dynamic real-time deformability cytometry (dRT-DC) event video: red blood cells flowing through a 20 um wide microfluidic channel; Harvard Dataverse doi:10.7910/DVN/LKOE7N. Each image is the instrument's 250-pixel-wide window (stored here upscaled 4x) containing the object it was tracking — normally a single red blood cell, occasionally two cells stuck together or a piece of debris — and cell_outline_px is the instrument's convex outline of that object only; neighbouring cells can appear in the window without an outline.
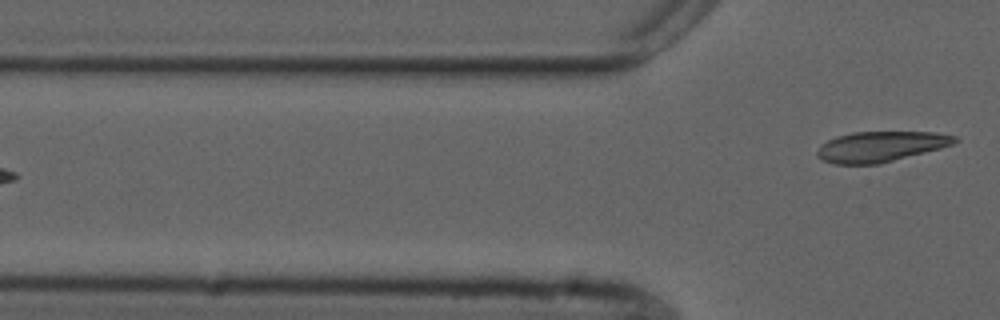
{"species": "common noctule bat (a hibernating species)", "species_latin": "Nyctalus noctula", "temperature_condition": "cold", "stored_images_in_passage": 3, "camera_frame_rate_fps": 3000, "um_per_image_px": 0.085, "animal": {"sex": "male", "forearm_length_mm": 52.5}, "frame": {"image": 1, "passage_image": 3, "time_ms": 0.667, "image_size_px": [1000, 320], "cell_outline_px": [[960, 140], [952, 144], [940, 148], [880, 164], [832, 164], [816, 156], [816, 152], [820, 144], [836, 136], [852, 132], [936, 132], [956, 136]], "centroid_in_image_um": [74.83, 12.45], "position_along_channel_um": 51.0, "area_um2": 24.45}}